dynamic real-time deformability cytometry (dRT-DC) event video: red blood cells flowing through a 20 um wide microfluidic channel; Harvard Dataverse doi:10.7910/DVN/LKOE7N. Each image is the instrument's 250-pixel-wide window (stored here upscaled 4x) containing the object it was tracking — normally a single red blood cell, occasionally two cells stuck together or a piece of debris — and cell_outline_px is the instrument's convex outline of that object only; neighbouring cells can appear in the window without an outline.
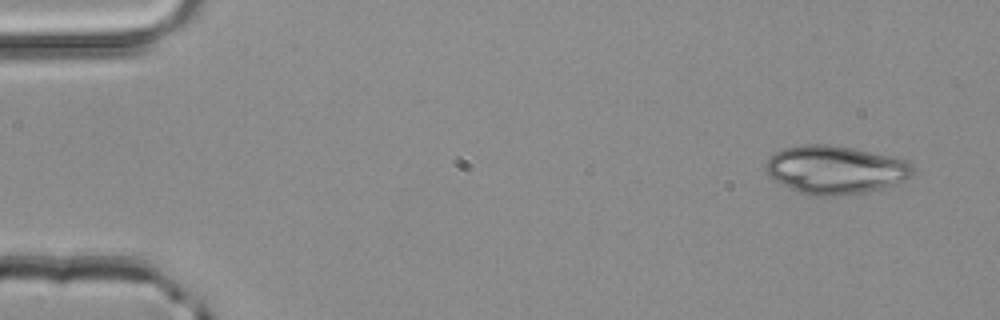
{"species": "common noctule bat (a hibernating species)", "species_latin": "Nyctalus noctula", "temperature_condition": "room temperature", "stored_images_in_passage": 3, "camera_frame_rate_fps": 3000, "um_per_image_px": 0.085, "animal": {"sex": "male", "body_mass_g": 20.4}, "frame": {"image": 1, "passage_image": 1, "time_ms": 0.0, "image_size_px": [1000, 320], "cell_outline_px": [[916, 168], [912, 176], [896, 184], [864, 192], [840, 196], [812, 196], [796, 192], [768, 176], [764, 168], [764, 164], [776, 152], [784, 148], [804, 144], [828, 144], [852, 148], [896, 156], [908, 160]], "centroid_in_image_um": [71.03, 14.43], "position_along_channel_um": 14.0, "area_um2": 41.91}}